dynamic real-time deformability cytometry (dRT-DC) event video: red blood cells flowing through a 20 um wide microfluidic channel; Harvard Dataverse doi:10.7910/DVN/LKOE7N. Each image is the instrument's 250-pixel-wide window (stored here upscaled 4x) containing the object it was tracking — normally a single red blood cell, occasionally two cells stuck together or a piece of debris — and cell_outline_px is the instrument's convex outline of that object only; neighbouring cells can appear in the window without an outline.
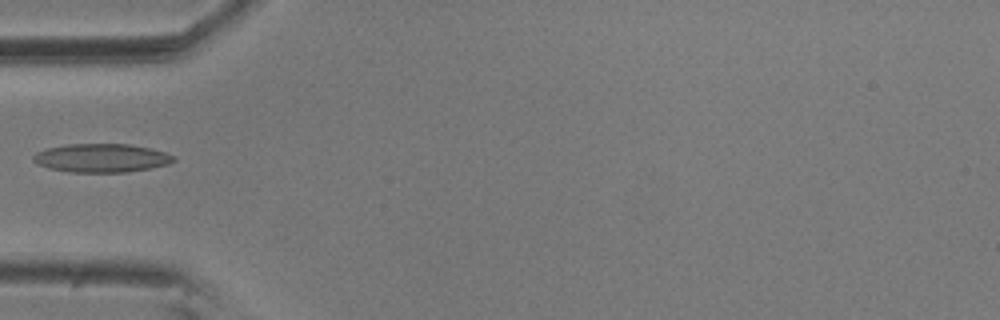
{"species": "common noctule bat (a hibernating species)", "species_latin": "Nyctalus noctula", "temperature_condition": "room temperature", "stored_images_in_passage": 10, "camera_frame_rate_fps": 3000, "um_per_image_px": 0.085, "animal": {"sex": "male", "body_mass_g": 20.5, "forearm_length_mm": 52.5}, "frame": {"image": 1, "passage_image": 5, "time_ms": 1.333, "image_size_px": [1000, 320], "cell_outline_px": [[176, 160], [168, 164], [128, 172], [68, 172], [48, 168], [32, 160], [32, 156], [36, 152], [48, 148], [68, 144], [128, 144], [148, 148], [164, 152], [172, 156]], "centroid_in_image_um": [8.59, 13.43], "position_along_channel_um": 76.4, "area_um2": 23.12}}
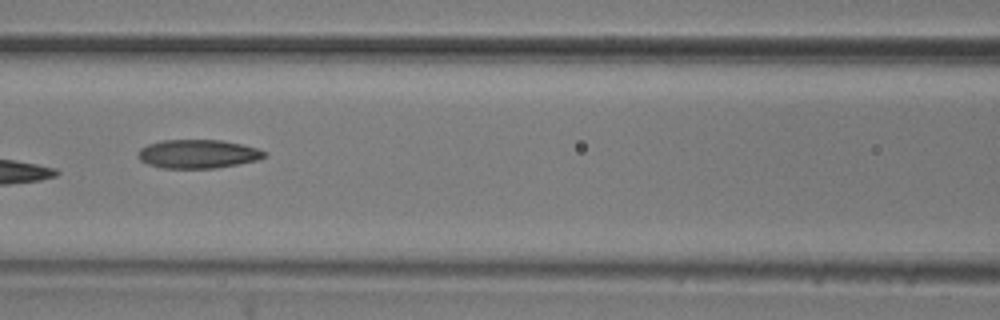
{"frame": {"image": 2, "passage_image": 7, "time_ms": 2.0, "image_size_px": [1000, 320], "cell_outline_px": [[268, 156], [260, 160], [216, 168], [160, 168], [148, 164], [140, 160], [136, 156], [140, 148], [148, 144], [160, 140], [220, 140], [240, 144], [256, 148], [264, 152]], "centroid_in_image_um": [16.79, 13.09], "position_along_channel_um": 149.8, "area_um2": 21.21}}
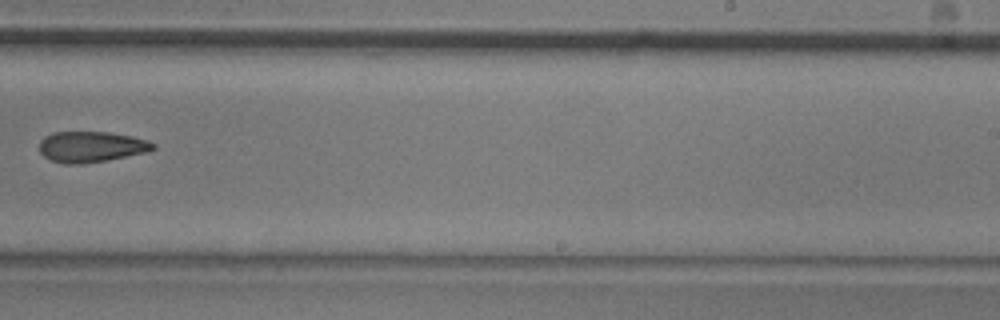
{"frame": {"image": 3, "passage_image": 10, "time_ms": 3.0, "image_size_px": [1000, 320], "cell_outline_px": [[156, 148], [144, 152], [104, 160], [80, 164], [64, 164], [52, 160], [44, 156], [40, 152], [40, 140], [44, 136], [52, 132], [108, 132], [132, 136], [148, 140], [156, 144]], "centroid_in_image_um": [7.72, 12.46], "position_along_channel_um": 281.3, "area_um2": 20.23}}